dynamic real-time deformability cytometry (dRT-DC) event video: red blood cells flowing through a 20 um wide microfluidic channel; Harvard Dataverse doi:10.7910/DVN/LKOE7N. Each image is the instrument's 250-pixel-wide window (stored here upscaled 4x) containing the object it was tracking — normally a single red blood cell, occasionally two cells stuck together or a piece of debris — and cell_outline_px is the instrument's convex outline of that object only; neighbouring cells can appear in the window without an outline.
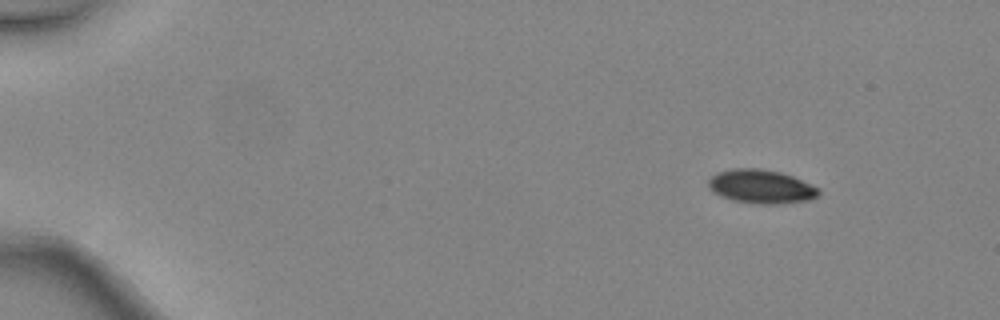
{"species": "common noctule bat (a hibernating species)", "species_latin": "Nyctalus noctula", "temperature_condition": "warm", "stored_images_in_passage": 3, "camera_frame_rate_fps": 3000, "um_per_image_px": 0.085, "animal": {"sex": "female", "body_mass_g": 24.6, "forearm_length_mm": 56.2}, "frame": {"image": 1, "passage_image": 1, "time_ms": 0.0, "image_size_px": [1000, 320], "cell_outline_px": [[820, 196], [812, 200], [780, 204], [760, 204], [736, 200], [720, 196], [712, 192], [708, 188], [708, 180], [716, 172], [732, 168], [760, 168], [780, 172], [792, 176], [816, 188], [820, 192]], "centroid_in_image_um": [64.67, 15.86], "position_along_channel_um": 20.3, "area_um2": 21.73}}
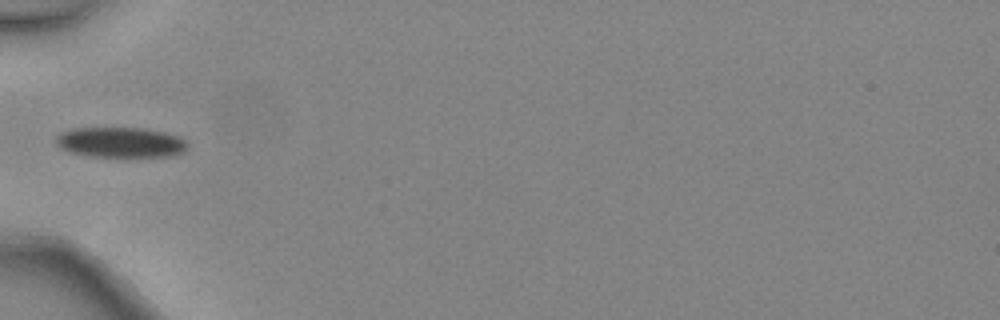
{"frame": {"image": 2, "passage_image": 3, "time_ms": 0.667, "image_size_px": [1000, 320], "cell_outline_px": [[188, 148], [184, 152], [172, 156], [88, 156], [68, 152], [60, 148], [56, 144], [56, 136], [64, 132], [76, 128], [140, 128], [164, 132], [188, 140]], "centroid_in_image_um": [10.27, 12.11], "position_along_channel_um": 74.7, "area_um2": 23.18}}